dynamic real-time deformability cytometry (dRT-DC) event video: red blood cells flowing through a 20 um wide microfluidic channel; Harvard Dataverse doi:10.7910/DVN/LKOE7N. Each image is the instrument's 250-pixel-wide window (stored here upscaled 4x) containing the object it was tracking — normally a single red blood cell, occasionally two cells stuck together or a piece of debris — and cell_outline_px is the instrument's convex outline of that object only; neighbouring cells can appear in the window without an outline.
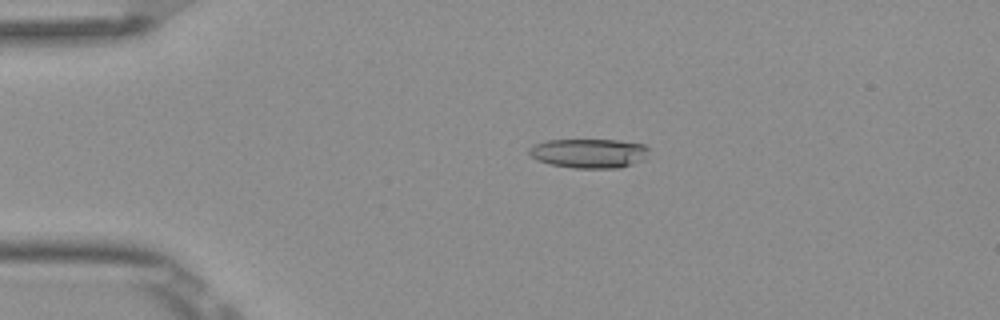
{"species": "Egyptian fruit bat (a non-hibernating species)", "species_latin": "Rousettus aegyptiacus", "temperature_condition": "room temperature", "stored_images_in_passage": 5, "camera_frame_rate_fps": 3000, "um_per_image_px": 0.085, "frame": {"image": 1, "passage_image": 4, "time_ms": 1.0, "image_size_px": [1000, 320], "cell_outline_px": [[648, 148], [644, 160], [620, 168], [572, 168], [552, 164], [536, 160], [528, 152], [528, 148], [532, 144], [548, 140], [616, 140], [644, 144]], "centroid_in_image_um": [50.04, 13.03], "position_along_channel_um": 35.0, "area_um2": 20.52}}